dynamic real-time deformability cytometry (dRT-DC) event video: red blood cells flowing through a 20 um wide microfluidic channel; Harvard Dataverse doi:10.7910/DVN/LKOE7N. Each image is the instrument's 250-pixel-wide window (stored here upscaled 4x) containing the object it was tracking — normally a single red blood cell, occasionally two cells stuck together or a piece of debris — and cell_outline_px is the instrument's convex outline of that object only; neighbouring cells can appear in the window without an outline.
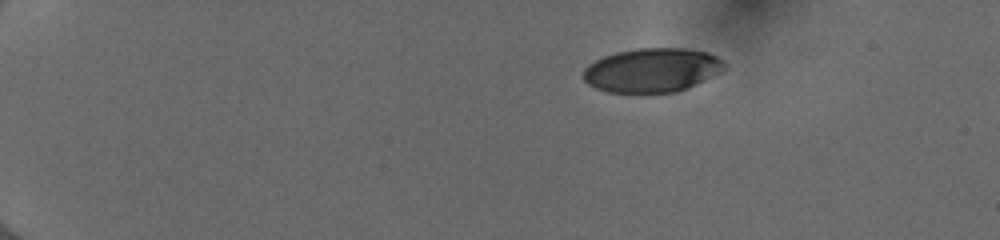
{"species": "human", "species_latin": "Homo sapiens", "temperature_condition": "cold", "stored_images_in_passage": 44, "camera_frame_rate_fps": 3000, "um_per_image_px": 0.085, "donor": {"sex": "female"}, "frame": {"image": 1, "passage_image": 1, "time_ms": 0.0, "image_size_px": [1000, 240], "cell_outline_px": [[728, 68], [704, 80], [676, 92], [608, 92], [596, 88], [588, 84], [580, 76], [584, 68], [588, 64], [604, 56], [616, 52], [640, 48], [684, 48], [708, 52], [724, 60], [728, 64]], "centroid_in_image_um": [55.43, 5.95], "position_along_channel_um": 29.6, "area_um2": 36.36}}
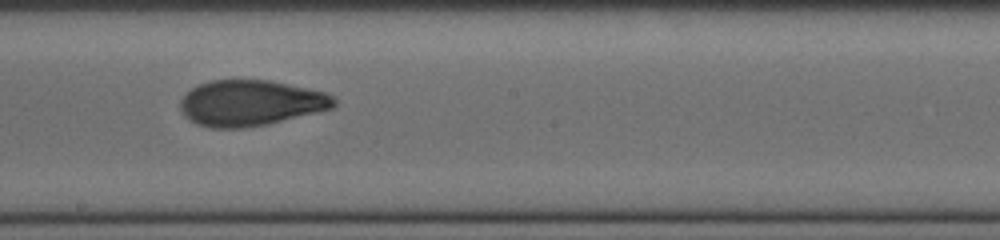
{"frame": {"image": 2, "passage_image": 24, "time_ms": 7.667, "image_size_px": [1000, 240], "cell_outline_px": [[336, 104], [332, 108], [268, 124], [244, 128], [208, 128], [196, 124], [184, 116], [180, 108], [180, 100], [192, 88], [200, 84], [212, 80], [268, 80], [308, 88], [324, 92], [332, 96], [336, 100]], "centroid_in_image_um": [21.27, 8.76], "position_along_channel_um": 226.9, "area_um2": 40.86}}
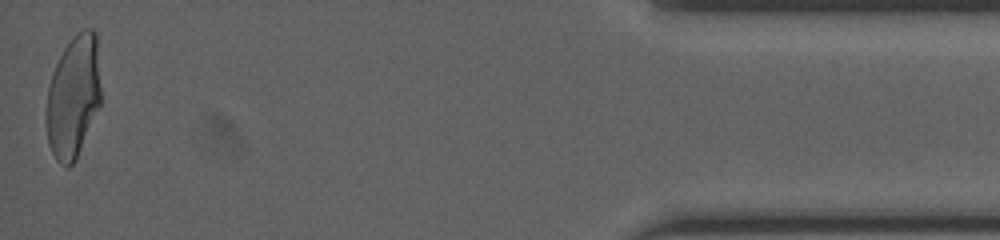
{"frame": {"image": 3, "passage_image": 44, "time_ms": 14.333, "image_size_px": [1000, 240], "cell_outline_px": [[100, 104], [76, 160], [68, 168], [60, 164], [56, 160], [48, 144], [44, 120], [44, 112], [48, 88], [52, 72], [64, 48], [72, 36], [76, 32], [84, 28], [92, 28], [96, 32], [100, 88]], "centroid_in_image_um": [6.2, 8.24], "position_along_channel_um": 429.0, "area_um2": 39.48}, "authors_computed_cell_mechanics": {"area_um2": 39.8531, "velocity_mm_per_s": 4.0302, "shape_relaxation_time_tau1_ms": 6.0241, "shape_relaxation_time_tau2_ms": 1.3396, "deformation_change_tau1": 0.2192, "deformation_change_tau2": 0.0771}}